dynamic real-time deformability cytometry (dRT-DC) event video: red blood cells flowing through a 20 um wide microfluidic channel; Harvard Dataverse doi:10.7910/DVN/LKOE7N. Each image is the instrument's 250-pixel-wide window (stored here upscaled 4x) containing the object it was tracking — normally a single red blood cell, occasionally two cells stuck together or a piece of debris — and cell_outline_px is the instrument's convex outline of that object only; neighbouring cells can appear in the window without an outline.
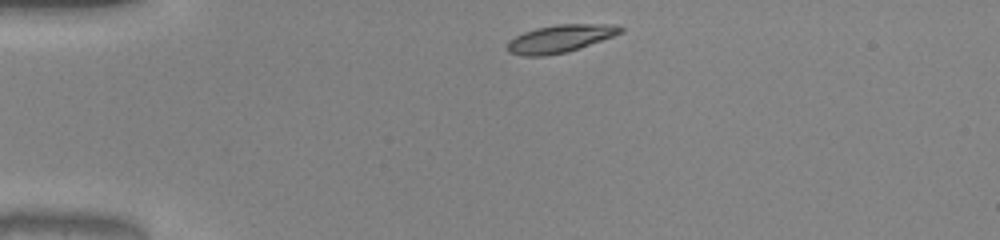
{"species": "common noctule bat (a hibernating species)", "species_latin": "Nyctalus noctula", "temperature_condition": "warm", "stored_images_in_passage": 38, "camera_frame_rate_fps": 3000, "um_per_image_px": 0.085, "animal": {"sex": "male", "body_mass_g": 20.0, "forearm_length_mm": 53.3}, "frame": {"image": 1, "passage_image": 1, "time_ms": 0.0, "image_size_px": [1000, 240], "cell_outline_px": [[624, 32], [580, 48], [568, 52], [544, 56], [524, 56], [508, 52], [508, 40], [524, 32], [536, 28], [556, 24], [616, 24], [624, 28]], "centroid_in_image_um": [47.64, 3.28], "position_along_channel_um": 37.4, "area_um2": 18.32}}
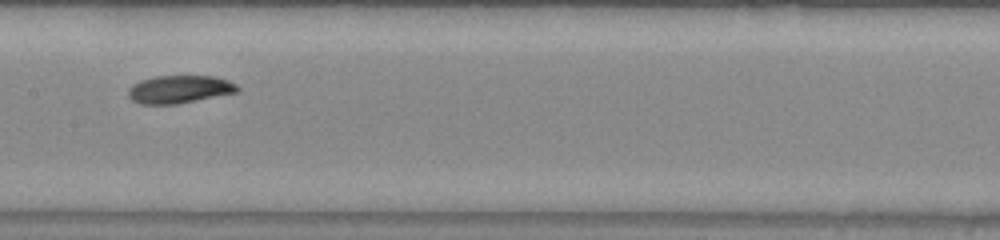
{"frame": {"image": 2, "passage_image": 16, "time_ms": 5.0, "image_size_px": [1000, 240], "cell_outline_px": [[240, 92], [176, 104], [140, 104], [132, 100], [128, 96], [128, 88], [132, 84], [140, 80], [156, 76], [212, 76], [228, 80], [236, 84], [240, 88]], "centroid_in_image_um": [15.25, 7.59], "position_along_channel_um": 192.1, "area_um2": 17.86}}
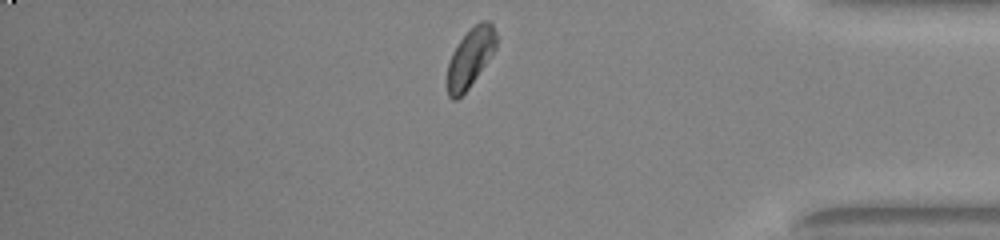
{"frame": {"image": 3, "passage_image": 33, "time_ms": 10.667, "image_size_px": [1000, 240], "cell_outline_px": [[496, 48], [468, 88], [456, 100], [452, 100], [448, 96], [448, 64], [452, 52], [456, 44], [480, 20], [488, 20], [492, 24], [496, 32]], "centroid_in_image_um": [39.97, 4.88], "position_along_channel_um": 395.2, "area_um2": 16.42}, "authors_computed_cell_mechanics": {"area_um2": 17.6001, "velocity_mm_per_s": 4.017, "shape_relaxation_time_tau1_ms": 3.8555, "shape_relaxation_time_tau2_ms": 4.6123, "deformation_change_tau1": 0.1487, "deformation_change_tau2": 0.0781}}